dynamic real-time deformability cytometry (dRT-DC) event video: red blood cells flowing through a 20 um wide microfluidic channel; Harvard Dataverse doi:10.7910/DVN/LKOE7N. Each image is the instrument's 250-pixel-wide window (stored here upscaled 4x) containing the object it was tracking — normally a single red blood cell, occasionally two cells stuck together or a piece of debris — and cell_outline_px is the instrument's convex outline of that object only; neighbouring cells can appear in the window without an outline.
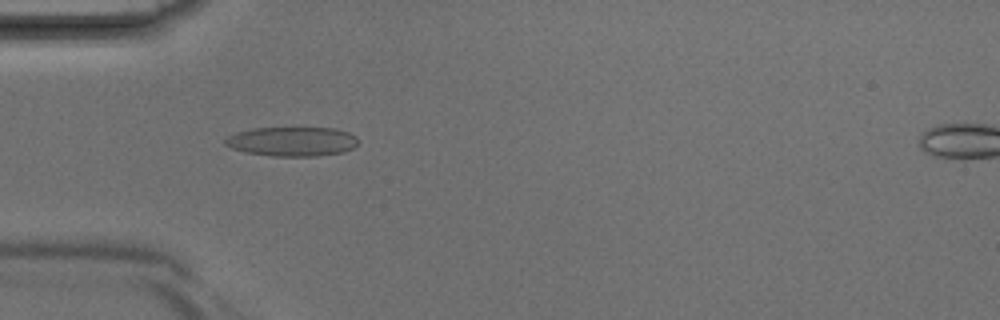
{"species": "Egyptian fruit bat (a non-hibernating species)", "species_latin": "Rousettus aegyptiacus", "temperature_condition": "room temperature", "stored_images_in_passage": 42, "camera_frame_rate_fps": 3000, "um_per_image_px": 0.085, "animal": {"sex": "male"}, "frame": {"image": 1, "passage_image": 13, "time_ms": 4.0, "image_size_px": [1000, 320], "cell_outline_px": [[356, 144], [352, 148], [344, 152], [316, 156], [272, 156], [248, 152], [232, 148], [224, 144], [224, 140], [228, 136], [236, 132], [252, 128], [336, 128], [348, 132], [356, 136]], "centroid_in_image_um": [24.82, 12.02], "position_along_channel_um": 60.2, "area_um2": 22.66}}
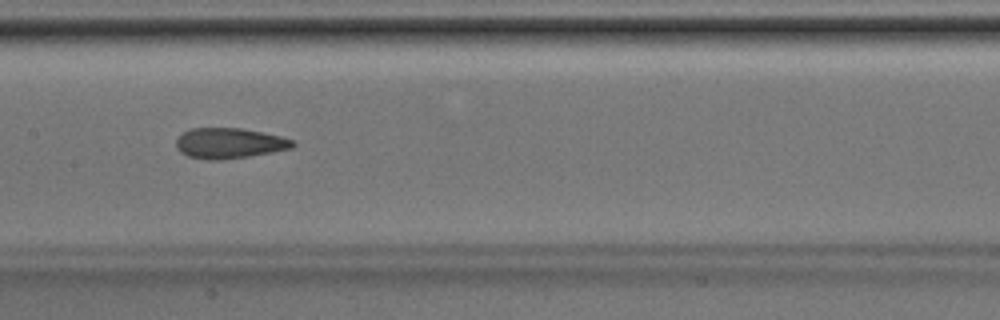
{"frame": {"image": 2, "passage_image": 21, "time_ms": 6.667, "image_size_px": [1000, 320], "cell_outline_px": [[296, 144], [292, 148], [272, 152], [248, 156], [220, 160], [208, 160], [188, 156], [180, 152], [176, 148], [176, 140], [184, 132], [192, 128], [240, 128], [280, 136], [292, 140]], "centroid_in_image_um": [19.47, 12.18], "position_along_channel_um": 187.9, "area_um2": 20.52}}
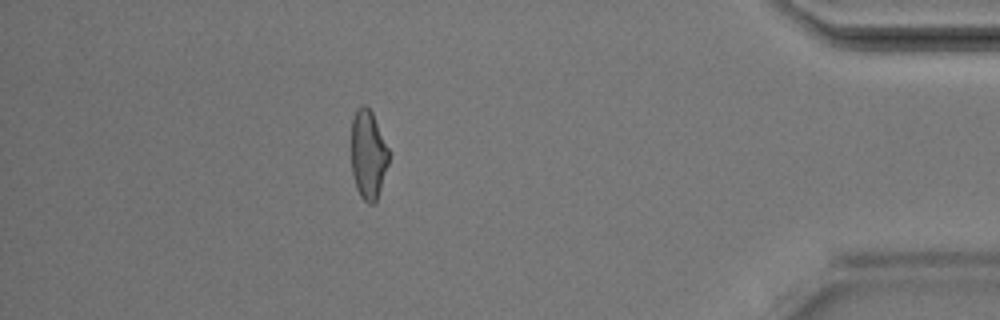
{"frame": {"image": 3, "passage_image": 37, "time_ms": 12.0, "image_size_px": [1000, 320], "cell_outline_px": [[388, 164], [376, 200], [372, 204], [368, 204], [360, 196], [356, 188], [352, 172], [352, 120], [356, 108], [360, 104], [364, 104], [372, 112], [388, 148]], "centroid_in_image_um": [31.28, 13.12], "position_along_channel_um": 403.9, "area_um2": 19.19}}